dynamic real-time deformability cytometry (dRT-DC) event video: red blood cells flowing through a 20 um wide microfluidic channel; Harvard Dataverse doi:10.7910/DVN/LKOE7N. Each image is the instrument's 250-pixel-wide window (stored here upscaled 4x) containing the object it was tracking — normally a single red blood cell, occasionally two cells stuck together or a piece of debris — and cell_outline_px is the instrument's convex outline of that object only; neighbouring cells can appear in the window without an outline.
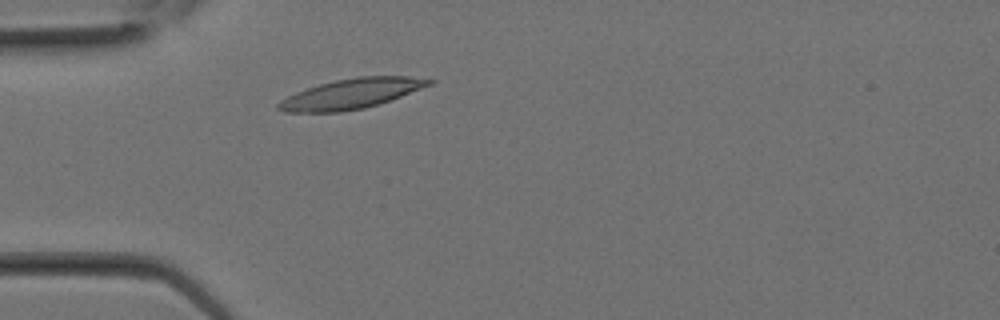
{"species": "Egyptian fruit bat (a non-hibernating species)", "species_latin": "Rousettus aegyptiacus", "temperature_condition": "room temperature", "stored_images_in_passage": 6, "camera_frame_rate_fps": 3000, "um_per_image_px": 0.085, "animal": {"sex": "female"}, "frame": {"image": 1, "passage_image": 4, "time_ms": 1.0, "image_size_px": [1000, 320], "cell_outline_px": [[436, 80], [432, 84], [400, 96], [364, 108], [340, 112], [284, 112], [276, 108], [276, 104], [280, 100], [296, 92], [320, 84], [336, 80], [356, 76], [408, 76]], "centroid_in_image_um": [29.83, 7.96], "position_along_channel_um": 55.2, "area_um2": 26.07}}
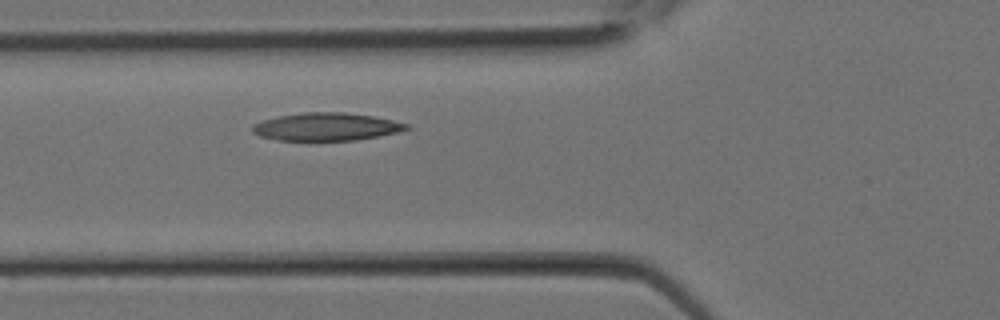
{"frame": {"image": 2, "passage_image": 6, "time_ms": 1.667, "image_size_px": [1000, 320], "cell_outline_px": [[412, 128], [396, 132], [356, 140], [280, 140], [260, 136], [252, 132], [252, 124], [264, 120], [280, 116], [304, 112], [344, 112], [372, 116], [392, 120], [408, 124]], "centroid_in_image_um": [27.73, 10.77], "position_along_channel_um": 98.1, "area_um2": 24.68}}